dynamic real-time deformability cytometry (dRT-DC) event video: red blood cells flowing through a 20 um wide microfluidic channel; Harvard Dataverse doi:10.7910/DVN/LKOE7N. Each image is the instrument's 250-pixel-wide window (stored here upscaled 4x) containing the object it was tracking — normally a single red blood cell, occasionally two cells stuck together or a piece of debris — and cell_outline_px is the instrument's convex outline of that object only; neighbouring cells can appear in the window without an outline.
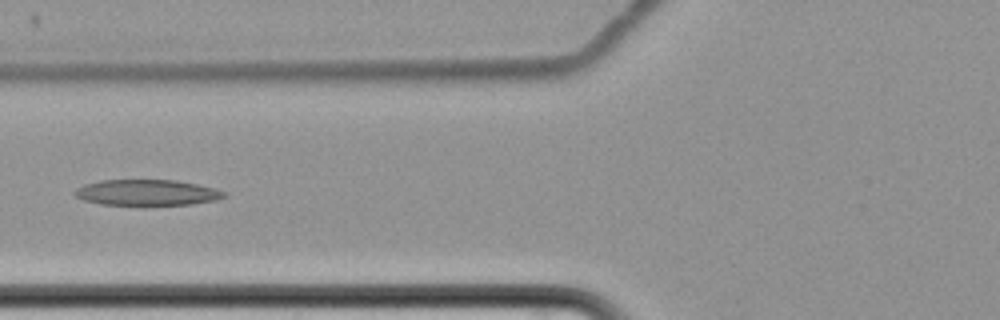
{"species": "common noctule bat (a hibernating species)", "species_latin": "Nyctalus noctula", "temperature_condition": "cold", "stored_images_in_passage": 10, "camera_frame_rate_fps": 3000, "um_per_image_px": 0.085, "animal": {"sex": "female", "body_mass_g": 22.7, "forearm_length_mm": 54.2}, "frame": {"image": 1, "passage_image": 7, "time_ms": 7.333, "image_size_px": [1000, 320], "cell_outline_px": [[228, 196], [216, 200], [192, 204], [144, 208], [100, 204], [84, 200], [76, 196], [72, 192], [76, 188], [84, 184], [100, 180], [176, 180], [216, 188], [228, 192]], "centroid_in_image_um": [12.51, 16.41], "position_along_channel_um": 113.3, "area_um2": 23.76}}
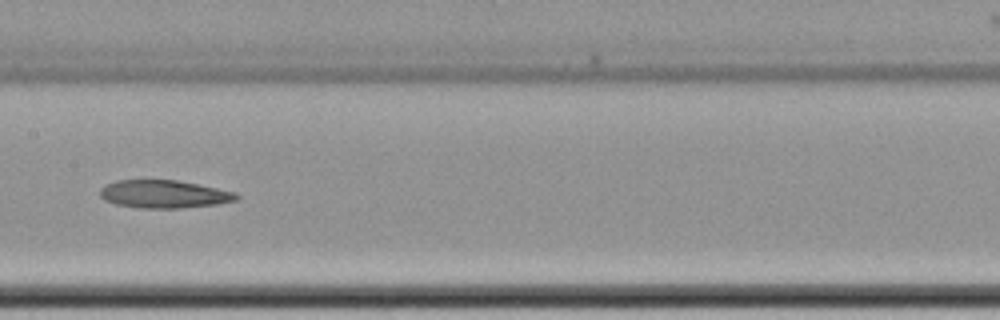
{"frame": {"image": 2, "passage_image": 9, "time_ms": 9.667, "image_size_px": [1000, 320], "cell_outline_px": [[240, 196], [236, 200], [216, 204], [180, 208], [140, 208], [116, 204], [104, 200], [100, 196], [100, 188], [104, 184], [116, 180], [176, 180], [236, 192]], "centroid_in_image_um": [13.9, 16.5], "position_along_channel_um": 193.5, "area_um2": 22.14}}
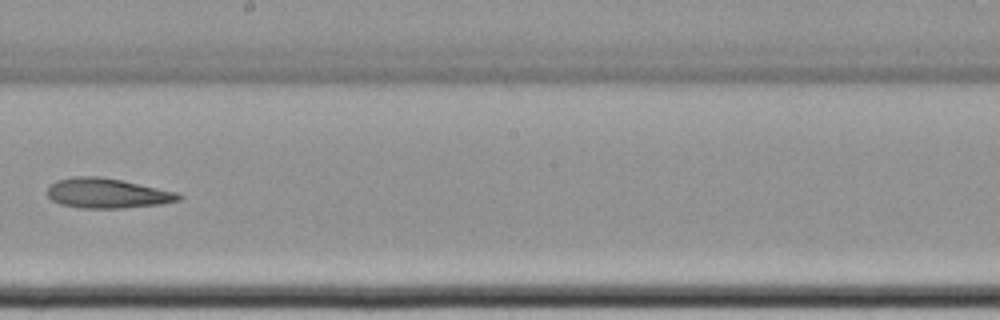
{"frame": {"image": 3, "passage_image": 10, "time_ms": 11.0, "image_size_px": [1000, 320], "cell_outline_px": [[184, 196], [180, 200], [160, 204], [124, 208], [80, 208], [60, 204], [52, 200], [48, 196], [48, 188], [56, 180], [72, 176], [100, 176], [120, 180], [176, 192]], "centroid_in_image_um": [9.1, 16.43], "position_along_channel_um": 239.1, "area_um2": 22.77}}